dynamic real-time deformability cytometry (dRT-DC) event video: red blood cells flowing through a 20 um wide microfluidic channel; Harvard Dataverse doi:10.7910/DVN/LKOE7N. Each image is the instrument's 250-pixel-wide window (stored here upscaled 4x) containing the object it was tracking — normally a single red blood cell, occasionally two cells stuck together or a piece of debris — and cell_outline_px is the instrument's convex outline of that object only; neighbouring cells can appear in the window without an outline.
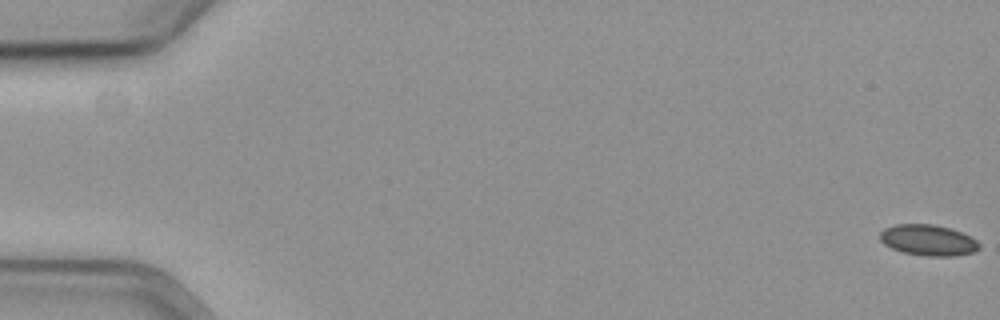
{"species": "common noctule bat (a hibernating species)", "species_latin": "Nyctalus noctula", "temperature_condition": "cold", "stored_images_in_passage": 60, "camera_frame_rate_fps": 3000, "um_per_image_px": 0.085, "animal": {"sex": "female", "body_mass_g": 19.3, "forearm_length_mm": 54.1}, "frame": {"image": 1, "passage_image": 1, "time_ms": 0.0, "image_size_px": [1000, 320], "cell_outline_px": [[980, 248], [972, 252], [956, 256], [924, 256], [904, 252], [892, 248], [884, 244], [880, 240], [880, 232], [884, 228], [896, 224], [932, 224], [948, 228], [960, 232], [976, 240], [980, 244]], "centroid_in_image_um": [78.87, 20.42], "position_along_channel_um": 6.1, "area_um2": 17.74}}
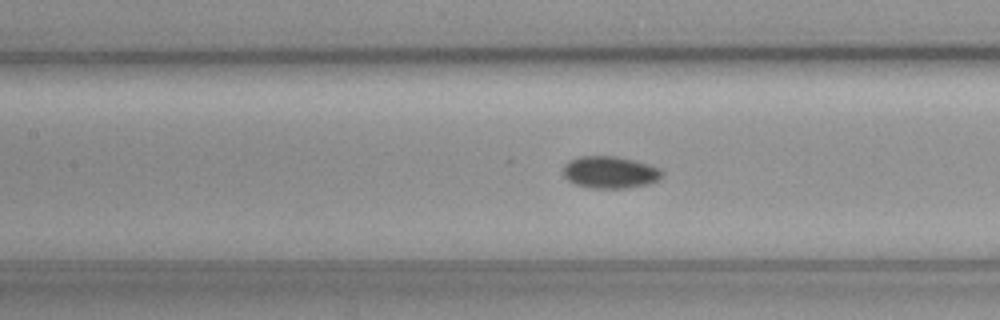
{"frame": {"image": 2, "passage_image": 28, "time_ms": 9.0, "image_size_px": [1000, 320], "cell_outline_px": [[664, 172], [660, 180], [648, 184], [628, 188], [588, 188], [576, 184], [568, 180], [564, 176], [564, 164], [568, 160], [580, 156], [616, 156], [648, 164], [660, 168]], "centroid_in_image_um": [51.86, 14.65], "position_along_channel_um": 155.5, "area_um2": 18.61}}
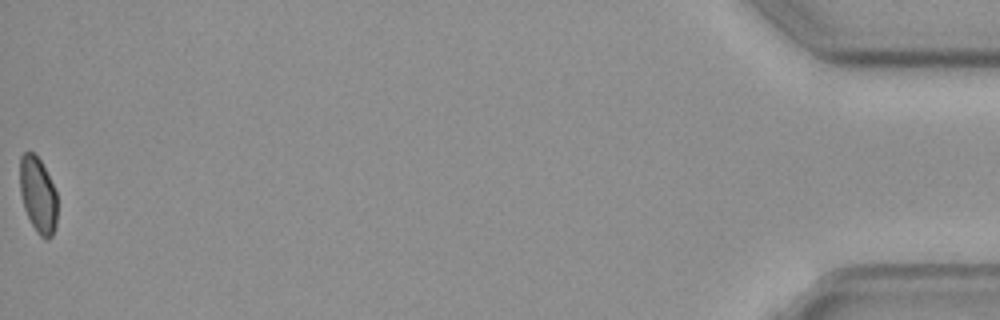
{"frame": {"image": 3, "passage_image": 60, "time_ms": 19.667, "image_size_px": [1000, 320], "cell_outline_px": [[56, 228], [52, 236], [48, 240], [44, 240], [36, 232], [24, 208], [20, 192], [20, 156], [24, 152], [32, 152], [40, 160], [56, 192]], "centroid_in_image_um": [3.22, 16.61], "position_along_channel_um": 432.0, "area_um2": 16.42}, "authors_computed_cell_mechanics": {"area_um2": 18.0914, "velocity_mm_per_s": 3.5795, "shape_relaxation_time_tau1_ms": null, "shape_relaxation_time_tau2_ms": 3.7052, "deformation_change_tau1": null, "deformation_change_tau2": 0.0503}}